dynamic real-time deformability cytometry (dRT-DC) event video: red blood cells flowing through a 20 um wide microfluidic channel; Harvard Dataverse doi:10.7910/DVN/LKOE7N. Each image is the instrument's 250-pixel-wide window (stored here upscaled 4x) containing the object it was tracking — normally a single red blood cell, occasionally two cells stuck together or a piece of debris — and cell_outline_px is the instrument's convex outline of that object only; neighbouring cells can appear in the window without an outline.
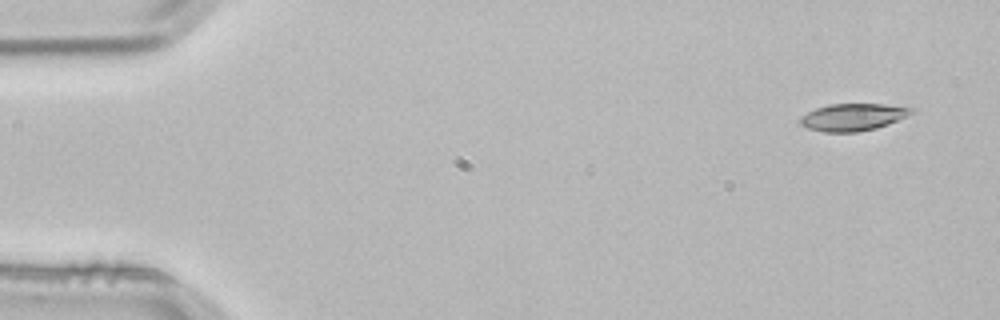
{"species": "common noctule bat (a hibernating species)", "species_latin": "Nyctalus noctula", "temperature_condition": "room temperature", "stored_images_in_passage": 3, "camera_frame_rate_fps": 3000, "um_per_image_px": 0.085, "animal": {"sex": "male", "body_mass_g": 21.5, "forearm_length_mm": 52.0}, "frame": {"image": 1, "passage_image": 1, "time_ms": 0.0, "image_size_px": [1000, 320], "cell_outline_px": [[916, 112], [888, 124], [876, 128], [856, 132], [824, 132], [808, 128], [800, 124], [800, 116], [816, 108], [828, 104], [884, 104], [916, 108]], "centroid_in_image_um": [72.52, 9.95], "position_along_channel_um": 12.5, "area_um2": 17.69}}
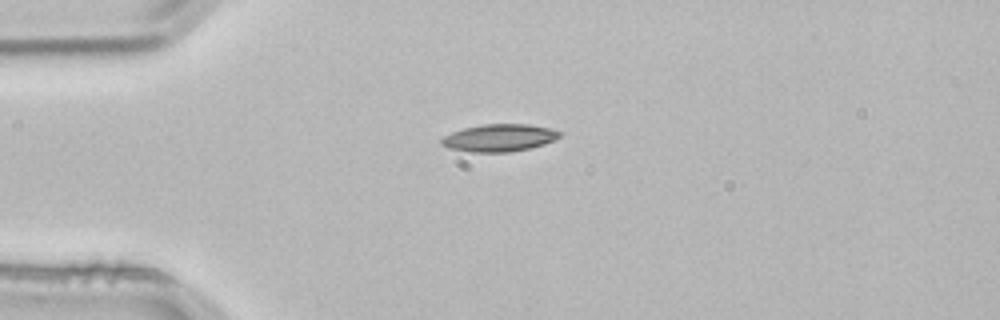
{"frame": {"image": 2, "passage_image": 3, "time_ms": 0.667, "image_size_px": [1000, 320], "cell_outline_px": [[560, 136], [544, 144], [532, 148], [508, 152], [472, 152], [448, 148], [440, 144], [440, 140], [444, 136], [452, 132], [464, 128], [484, 124], [528, 124], [548, 128], [560, 132]], "centroid_in_image_um": [42.4, 11.72], "position_along_channel_um": 42.6, "area_um2": 18.73}}